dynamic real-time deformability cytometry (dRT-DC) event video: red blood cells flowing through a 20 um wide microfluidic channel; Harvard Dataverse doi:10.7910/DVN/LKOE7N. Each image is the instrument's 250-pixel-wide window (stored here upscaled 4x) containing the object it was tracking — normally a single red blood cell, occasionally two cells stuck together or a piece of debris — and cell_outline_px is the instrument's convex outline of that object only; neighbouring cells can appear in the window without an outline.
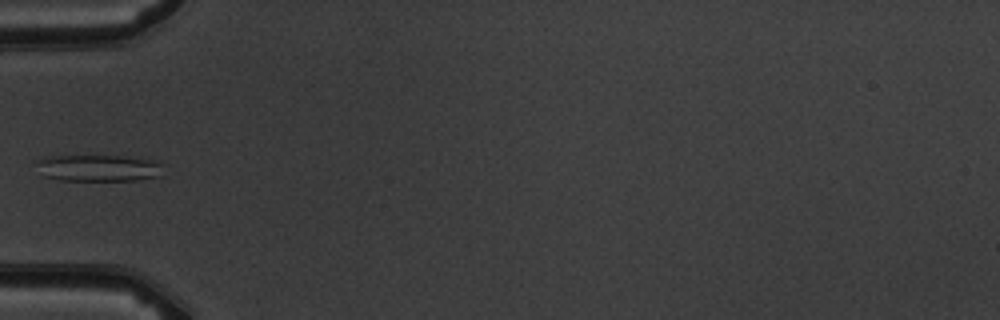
{"species": "common noctule bat (a hibernating species)", "species_latin": "Nyctalus noctula", "temperature_condition": "warm", "stored_images_in_passage": 6, "camera_frame_rate_fps": 3000, "um_per_image_px": 0.085, "animal": {"sex": "male", "body_mass_g": 19.5, "forearm_length_mm": 54.6}, "frame": {"image": 1, "passage_image": 6, "time_ms": 5.667, "image_size_px": [1000, 320], "cell_outline_px": [[160, 176], [136, 180], [60, 180], [44, 176], [36, 160], [40, 156], [124, 156], [152, 160], [160, 164]], "centroid_in_image_um": [8.32, 14.27], "position_along_channel_um": 76.7, "area_um2": 19.42}}